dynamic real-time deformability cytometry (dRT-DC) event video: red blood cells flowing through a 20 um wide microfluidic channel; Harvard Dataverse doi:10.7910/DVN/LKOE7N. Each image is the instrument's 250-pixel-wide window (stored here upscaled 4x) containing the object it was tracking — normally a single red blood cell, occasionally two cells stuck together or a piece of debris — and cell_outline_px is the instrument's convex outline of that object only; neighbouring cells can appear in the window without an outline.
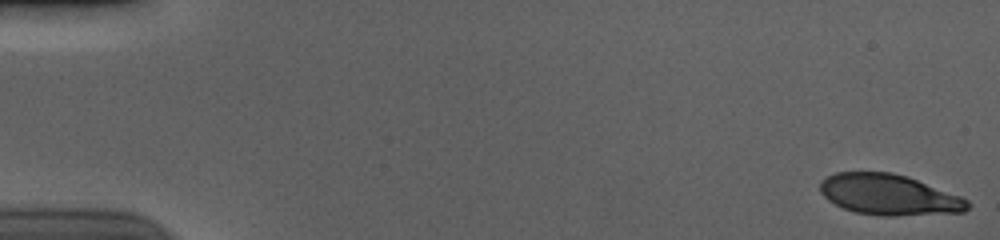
{"species": "human", "species_latin": "Homo sapiens", "temperature_condition": "cold", "stored_images_in_passage": 56, "camera_frame_rate_fps": 3000, "um_per_image_px": 0.085, "donor": {"sex": "male"}, "frame": {"image": 1, "passage_image": 1, "time_ms": 0.0, "image_size_px": [1000, 240], "cell_outline_px": [[972, 204], [964, 212], [892, 216], [884, 216], [856, 212], [844, 208], [828, 200], [820, 192], [820, 180], [836, 172], [892, 172], [908, 176], [960, 196], [968, 200]], "centroid_in_image_um": [75.57, 16.54], "position_along_channel_um": 9.4, "area_um2": 35.03}}
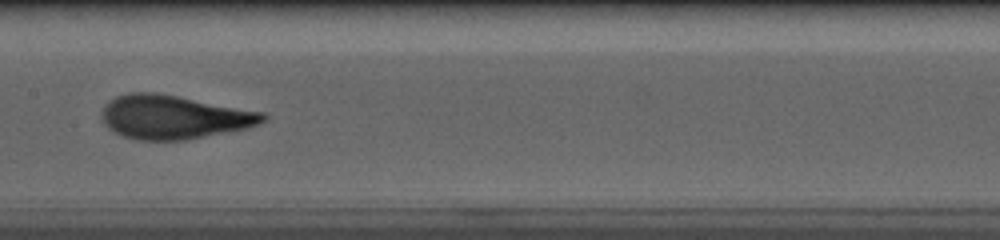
{"frame": {"image": 2, "passage_image": 29, "time_ms": 9.333, "image_size_px": [1000, 240], "cell_outline_px": [[268, 120], [260, 124], [248, 128], [184, 140], [136, 140], [112, 132], [104, 124], [100, 116], [104, 104], [108, 100], [116, 96], [128, 92], [156, 92], [264, 112], [268, 116]], "centroid_in_image_um": [14.75, 9.94], "position_along_channel_um": 192.7, "area_um2": 41.5}}
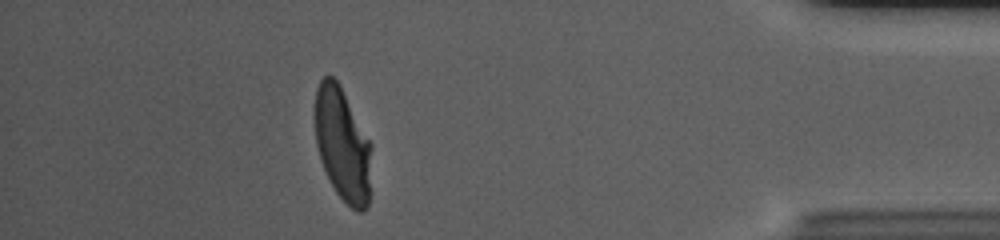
{"frame": {"image": 3, "passage_image": 50, "time_ms": 16.333, "image_size_px": [1000, 240], "cell_outline_px": [[372, 148], [368, 208], [364, 212], [356, 212], [336, 192], [320, 160], [316, 144], [316, 88], [320, 80], [324, 76], [332, 76], [340, 84], [372, 144]], "centroid_in_image_um": [29.14, 12.29], "position_along_channel_um": 406.1, "area_um2": 37.34}, "authors_computed_cell_mechanics": {"area_um2": 38.7838, "velocity_mm_per_s": 3.6983, "shape_relaxation_time_tau1_ms": 4.402, "shape_relaxation_time_tau2_ms": null, "deformation_change_tau1": 0.2116, "deformation_change_tau2": null}}